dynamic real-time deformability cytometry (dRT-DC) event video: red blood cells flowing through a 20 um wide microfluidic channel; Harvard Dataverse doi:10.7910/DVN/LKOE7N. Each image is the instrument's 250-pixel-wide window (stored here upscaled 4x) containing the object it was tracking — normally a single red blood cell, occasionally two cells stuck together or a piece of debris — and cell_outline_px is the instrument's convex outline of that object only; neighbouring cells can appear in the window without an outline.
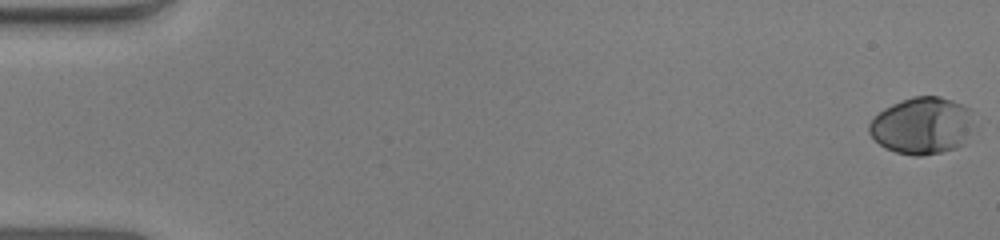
{"species": "human", "species_latin": "Homo sapiens", "temperature_condition": "warm", "stored_images_in_passage": 53, "camera_frame_rate_fps": 3000, "um_per_image_px": 0.085, "donor": {"sex": "male"}, "frame": {"image": 1, "passage_image": 1, "time_ms": 0.0, "image_size_px": [1000, 240], "cell_outline_px": [[972, 128], [964, 144], [956, 148], [940, 152], [920, 156], [912, 156], [896, 152], [884, 148], [868, 132], [868, 124], [884, 108], [900, 100], [912, 96], [940, 96], [952, 100], [972, 108]], "centroid_in_image_um": [78.39, 10.67], "position_along_channel_um": 6.6, "area_um2": 35.03}}
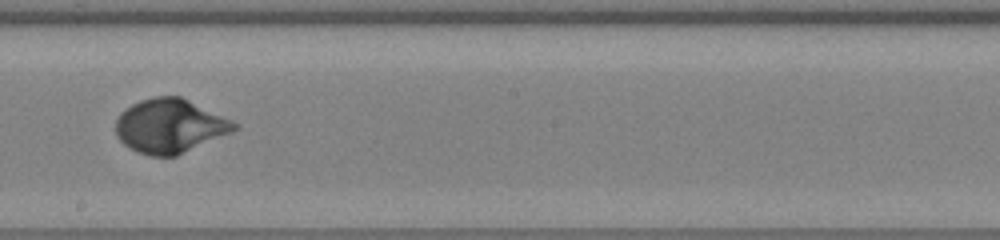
{"frame": {"image": 2, "passage_image": 31, "time_ms": 10.0, "image_size_px": [1000, 240], "cell_outline_px": [[240, 128], [232, 132], [176, 156], [152, 156], [136, 152], [124, 144], [116, 136], [116, 120], [120, 112], [132, 104], [140, 100], [156, 96], [180, 96], [232, 120], [240, 124]], "centroid_in_image_um": [14.44, 10.71], "position_along_channel_um": 233.8, "area_um2": 37.34}}
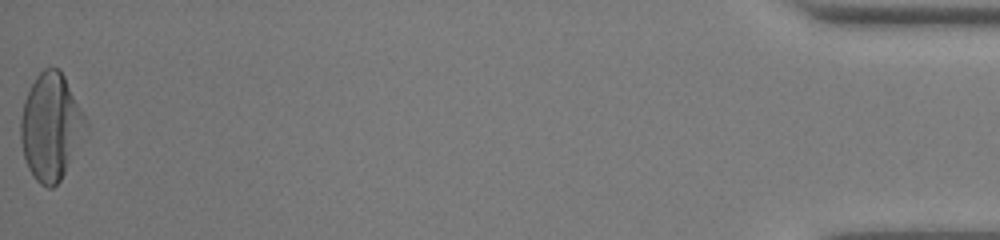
{"frame": {"image": 3, "passage_image": 53, "time_ms": 17.333, "image_size_px": [1000, 240], "cell_outline_px": [[88, 128], [60, 180], [52, 188], [48, 188], [40, 184], [36, 180], [28, 168], [24, 156], [20, 140], [20, 120], [24, 100], [36, 76], [44, 68], [56, 68], [64, 76], [88, 120]], "centroid_in_image_um": [4.32, 10.78], "position_along_channel_um": 430.9, "area_um2": 40.23}, "authors_computed_cell_mechanics": {"area_um2": 35.4892, "velocity_mm_per_s": 4.0018, "shape_relaxation_time_tau1_ms": 2.6439, "shape_relaxation_time_tau2_ms": null, "deformation_change_tau1": 0.2176, "deformation_change_tau2": null}}